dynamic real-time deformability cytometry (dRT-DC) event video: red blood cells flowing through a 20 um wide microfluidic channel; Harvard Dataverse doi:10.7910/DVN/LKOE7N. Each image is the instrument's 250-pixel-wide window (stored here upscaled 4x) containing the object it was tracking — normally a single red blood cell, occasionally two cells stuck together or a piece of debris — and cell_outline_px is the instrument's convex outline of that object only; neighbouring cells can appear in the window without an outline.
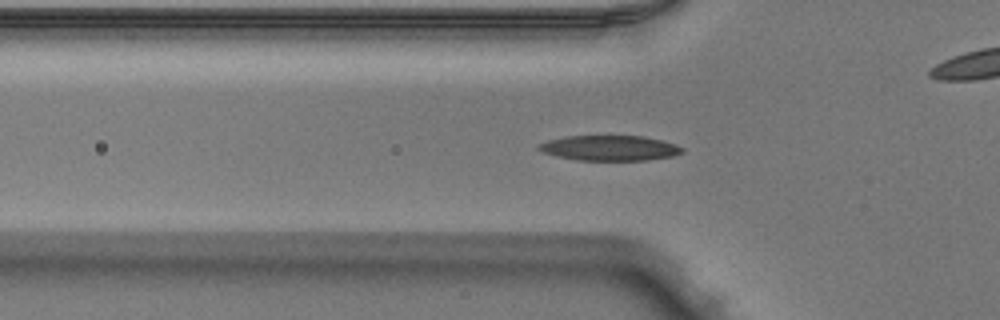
{"species": "Egyptian fruit bat (a non-hibernating species)", "species_latin": "Rousettus aegyptiacus", "temperature_condition": "warm", "stored_images_in_passage": 37, "camera_frame_rate_fps": 3000, "um_per_image_px": 0.085, "animal": {"sex": "male"}, "frame": {"image": 1, "passage_image": 2, "time_ms": 0.333, "image_size_px": [1000, 320], "cell_outline_px": [[684, 152], [672, 156], [648, 160], [580, 160], [556, 156], [540, 152], [536, 148], [540, 144], [548, 140], [568, 136], [644, 136], [676, 144], [684, 148]], "centroid_in_image_um": [51.83, 12.58], "position_along_channel_um": 74.0, "area_um2": 21.04}}
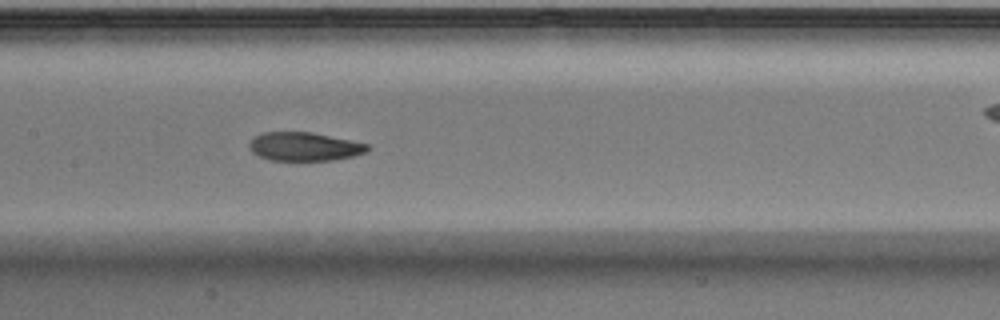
{"frame": {"image": 2, "passage_image": 10, "time_ms": 3.0, "image_size_px": [1000, 320], "cell_outline_px": [[372, 148], [368, 152], [352, 156], [332, 160], [268, 160], [252, 152], [248, 148], [248, 144], [256, 136], [264, 132], [312, 132], [352, 140], [368, 144]], "centroid_in_image_um": [25.9, 12.46], "position_along_channel_um": 181.5, "area_um2": 19.77}}
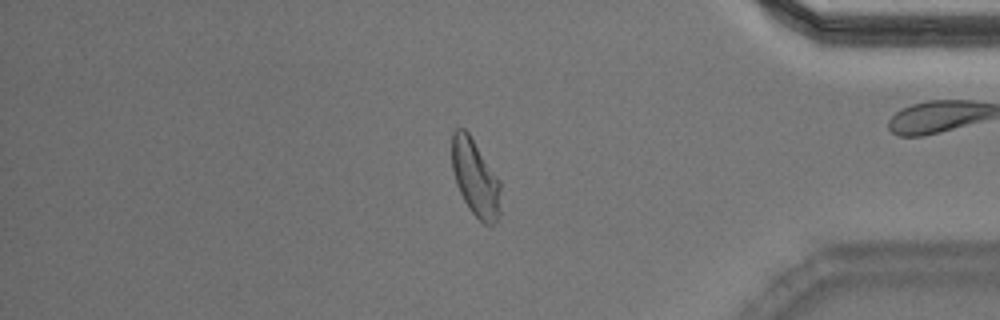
{"frame": {"image": 3, "passage_image": 28, "time_ms": 9.0, "image_size_px": [1000, 320], "cell_outline_px": [[500, 216], [492, 224], [484, 224], [468, 208], [456, 184], [452, 168], [452, 132], [456, 128], [464, 128], [468, 132], [500, 180]], "centroid_in_image_um": [40.4, 15.12], "position_along_channel_um": 394.8, "area_um2": 21.73}, "authors_computed_cell_mechanics": {"area_um2": 21.2126, "velocity_mm_per_s": 3.991, "shape_relaxation_time_tau1_ms": 6.1237, "shape_relaxation_time_tau2_ms": 2.0624, "deformation_change_tau1": 0.2248, "deformation_change_tau2": 0.0839}}